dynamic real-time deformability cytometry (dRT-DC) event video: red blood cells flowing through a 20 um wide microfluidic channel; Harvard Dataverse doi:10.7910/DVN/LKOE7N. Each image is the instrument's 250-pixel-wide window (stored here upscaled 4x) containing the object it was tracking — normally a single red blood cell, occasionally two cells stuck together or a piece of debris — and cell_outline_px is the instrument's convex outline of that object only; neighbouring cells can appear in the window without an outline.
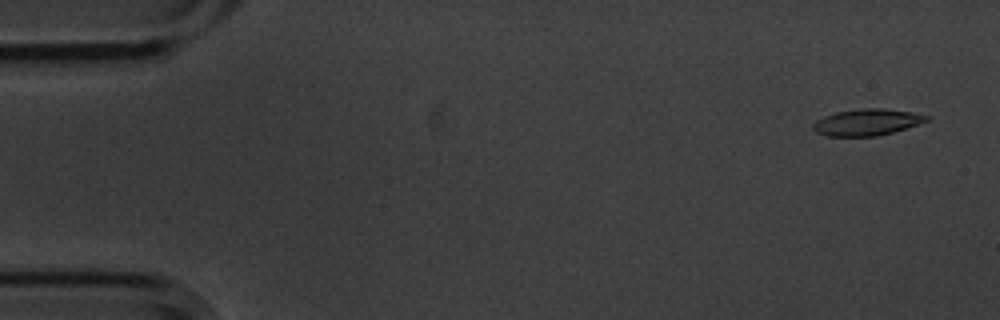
{"species": "common noctule bat (a hibernating species)", "species_latin": "Nyctalus noctula", "temperature_condition": "cold", "stored_images_in_passage": 4, "camera_frame_rate_fps": 3000, "um_per_image_px": 0.085, "animal": {"sex": "male", "body_mass_g": 20.1, "forearm_length_mm": 53.5}, "frame": {"image": 1, "passage_image": 1, "time_ms": 0.0, "image_size_px": [1000, 320], "cell_outline_px": [[928, 120], [892, 132], [876, 136], [828, 136], [816, 132], [812, 128], [812, 124], [816, 120], [824, 116], [836, 112], [864, 108], [884, 108], [912, 112], [928, 116]], "centroid_in_image_um": [73.63, 10.38], "position_along_channel_um": 11.4, "area_um2": 17.28}}